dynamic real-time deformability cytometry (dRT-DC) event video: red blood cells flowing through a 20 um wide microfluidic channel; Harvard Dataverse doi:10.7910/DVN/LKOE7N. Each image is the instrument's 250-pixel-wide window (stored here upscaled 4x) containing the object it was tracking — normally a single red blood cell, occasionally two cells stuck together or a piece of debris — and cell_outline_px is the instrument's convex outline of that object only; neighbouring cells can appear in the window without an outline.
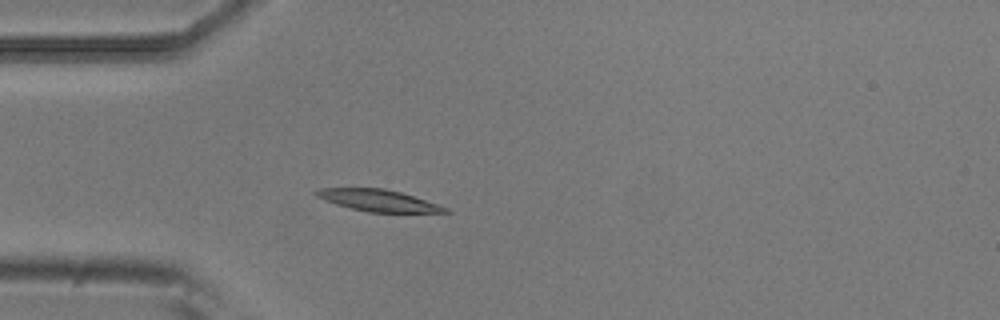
{"species": "common noctule bat (a hibernating species)", "species_latin": "Nyctalus noctula", "temperature_condition": "room temperature", "stored_images_in_passage": 3, "camera_frame_rate_fps": 3000, "um_per_image_px": 0.085, "animal": {"sex": "male", "body_mass_g": 20.5, "forearm_length_mm": 52.5}, "frame": {"image": 1, "passage_image": 3, "time_ms": 0.667, "image_size_px": [1000, 320], "cell_outline_px": [[452, 212], [368, 212], [336, 204], [324, 200], [316, 196], [312, 192], [320, 188], [384, 188], [400, 192], [440, 204], [448, 208]], "centroid_in_image_um": [32.15, 17.03], "position_along_channel_um": 52.8, "area_um2": 16.24}}